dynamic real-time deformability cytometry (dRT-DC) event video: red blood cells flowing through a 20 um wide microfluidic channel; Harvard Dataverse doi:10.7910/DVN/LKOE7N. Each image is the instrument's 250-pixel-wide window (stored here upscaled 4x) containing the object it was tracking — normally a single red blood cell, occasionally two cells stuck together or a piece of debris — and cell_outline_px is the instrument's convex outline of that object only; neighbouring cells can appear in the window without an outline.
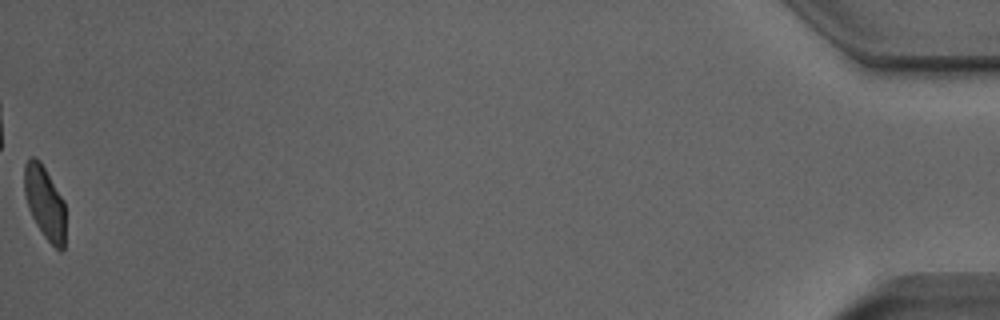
{"species": "Egyptian fruit bat (a non-hibernating species)", "species_latin": "Rousettus aegyptiacus", "temperature_condition": "room temperature", "stored_images_in_passage": 38, "camera_frame_rate_fps": 3000, "um_per_image_px": 0.085, "animal": {"sex": "male"}, "frame": {"image": 1, "passage_image": 38, "time_ms": 12.333, "image_size_px": [1000, 320], "cell_outline_px": [[64, 248], [60, 252], [44, 236], [36, 224], [28, 208], [24, 192], [24, 164], [32, 156], [36, 156], [40, 160], [64, 200]], "centroid_in_image_um": [3.79, 17.18], "position_along_channel_um": 431.4, "area_um2": 17.46}, "authors_computed_cell_mechanics": {"area_um2": 18.6405, "velocity_mm_per_s": 3.9142, "shape_relaxation_time_tau1_ms": 7.6686, "shape_relaxation_time_tau2_ms": 1.0056, "deformation_change_tau1": 0.1964, "deformation_change_tau2": 0.0641}}